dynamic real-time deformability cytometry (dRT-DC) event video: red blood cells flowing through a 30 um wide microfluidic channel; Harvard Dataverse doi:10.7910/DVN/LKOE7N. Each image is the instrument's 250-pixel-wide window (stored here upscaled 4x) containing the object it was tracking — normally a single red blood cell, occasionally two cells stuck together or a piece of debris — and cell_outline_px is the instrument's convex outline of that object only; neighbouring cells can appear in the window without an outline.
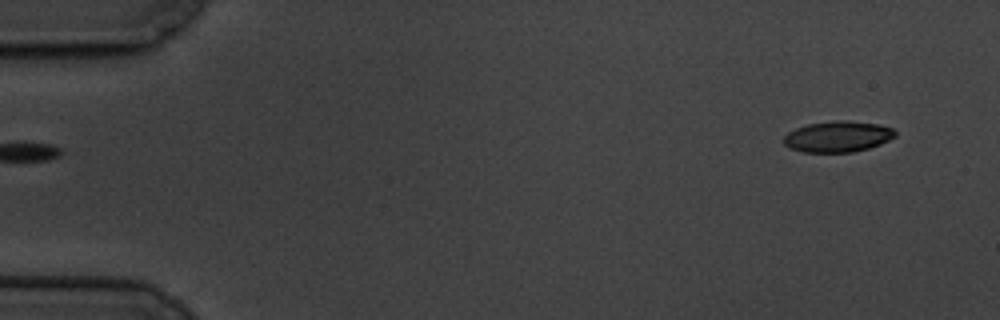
{"species": "common noctule bat (a hibernating species)", "species_latin": "Nyctalus noctula", "temperature_condition": "cold", "stored_images_in_passage": 6, "camera_frame_rate_fps": 3000, "um_per_image_px": 0.085, "animal": {"sex": "male", "body_mass_g": 19.5, "forearm_length_mm": 54.6}, "frame": {"image": 1, "passage_image": 6, "time_ms": 6.667, "image_size_px": [1000, 320], "cell_outline_px": [[896, 136], [880, 144], [868, 148], [852, 152], [804, 152], [788, 148], [784, 144], [784, 136], [788, 132], [796, 128], [808, 124], [836, 120], [844, 120], [876, 124], [892, 128], [896, 132]], "centroid_in_image_um": [71.19, 11.61], "position_along_channel_um": 13.8, "area_um2": 20.0}}